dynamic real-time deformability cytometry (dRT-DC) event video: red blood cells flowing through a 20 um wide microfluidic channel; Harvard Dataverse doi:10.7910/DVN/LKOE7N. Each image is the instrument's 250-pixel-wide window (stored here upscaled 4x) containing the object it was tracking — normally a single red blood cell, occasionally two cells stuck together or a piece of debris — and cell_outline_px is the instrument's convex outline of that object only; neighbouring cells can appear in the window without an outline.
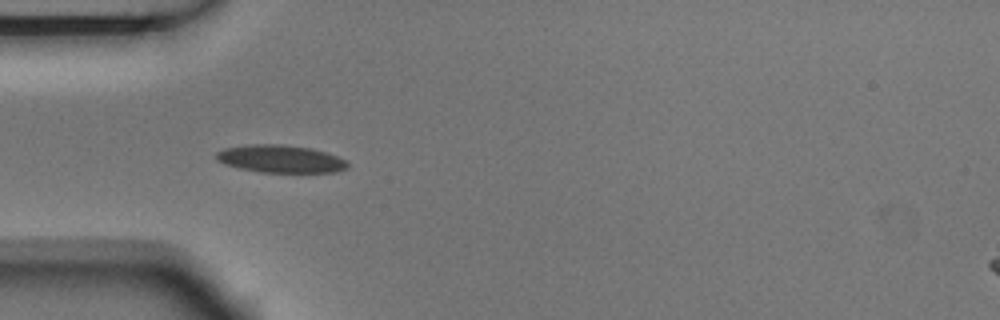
{"species": "Egyptian fruit bat (a non-hibernating species)", "species_latin": "Rousettus aegyptiacus", "temperature_condition": "room temperature", "stored_images_in_passage": 7, "camera_frame_rate_fps": 3000, "um_per_image_px": 0.085, "animal": {"sex": "male"}, "frame": {"image": 1, "passage_image": 2, "time_ms": 0.333, "image_size_px": [1000, 320], "cell_outline_px": [[348, 168], [336, 172], [260, 172], [240, 168], [224, 164], [216, 160], [216, 152], [224, 148], [248, 144], [280, 144], [312, 148], [336, 156], [344, 160], [348, 164]], "centroid_in_image_um": [23.81, 13.5], "position_along_channel_um": 61.2, "area_um2": 21.1}}
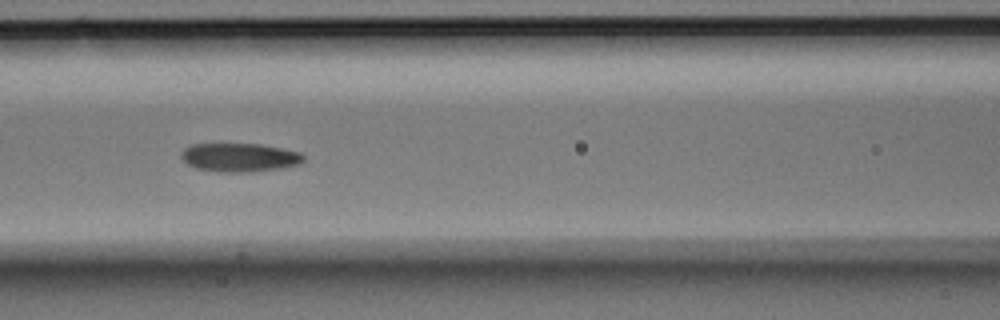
{"frame": {"image": 2, "passage_image": 4, "time_ms": 1.0, "image_size_px": [1000, 320], "cell_outline_px": [[304, 160], [300, 164], [280, 168], [252, 172], [220, 172], [196, 168], [188, 164], [180, 156], [180, 152], [184, 148], [192, 144], [260, 144], [284, 148], [300, 152], [304, 156]], "centroid_in_image_um": [20.37, 13.38], "position_along_channel_um": 146.2, "area_um2": 20.52}}
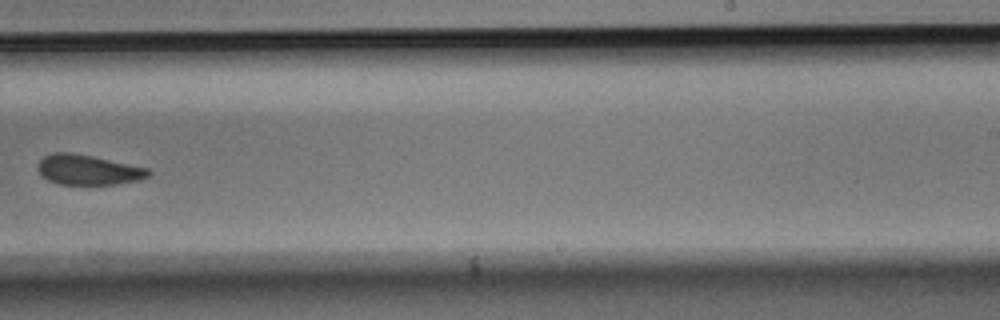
{"frame": {"image": 3, "passage_image": 7, "time_ms": 2.0, "image_size_px": [1000, 320], "cell_outline_px": [[152, 172], [148, 176], [140, 180], [112, 184], [60, 184], [48, 180], [40, 172], [36, 164], [44, 156], [52, 152], [68, 152], [92, 156], [148, 168]], "centroid_in_image_um": [7.48, 14.43], "position_along_channel_um": 281.5, "area_um2": 19.19}}